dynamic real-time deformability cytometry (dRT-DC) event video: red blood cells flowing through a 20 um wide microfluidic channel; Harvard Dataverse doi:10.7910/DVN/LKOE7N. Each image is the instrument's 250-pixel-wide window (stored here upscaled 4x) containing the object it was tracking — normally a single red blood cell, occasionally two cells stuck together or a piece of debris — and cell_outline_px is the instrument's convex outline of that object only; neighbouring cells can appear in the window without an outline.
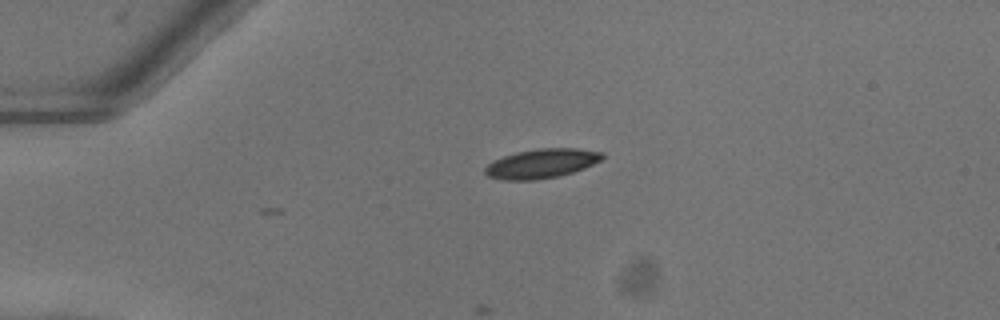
{"species": "common noctule bat (a hibernating species)", "species_latin": "Nyctalus noctula", "temperature_condition": "warm", "stored_images_in_passage": 2, "camera_frame_rate_fps": 3000, "um_per_image_px": 0.085, "animal": {"sex": "female"}, "frame": {"image": 1, "passage_image": 2, "time_ms": 0.333, "image_size_px": [1000, 320], "cell_outline_px": [[604, 156], [600, 160], [584, 168], [572, 172], [556, 176], [536, 180], [504, 180], [488, 176], [484, 172], [484, 168], [492, 160], [516, 152], [536, 148], [576, 148], [604, 152]], "centroid_in_image_um": [46.01, 13.89], "position_along_channel_um": 39.0, "area_um2": 20.0}}